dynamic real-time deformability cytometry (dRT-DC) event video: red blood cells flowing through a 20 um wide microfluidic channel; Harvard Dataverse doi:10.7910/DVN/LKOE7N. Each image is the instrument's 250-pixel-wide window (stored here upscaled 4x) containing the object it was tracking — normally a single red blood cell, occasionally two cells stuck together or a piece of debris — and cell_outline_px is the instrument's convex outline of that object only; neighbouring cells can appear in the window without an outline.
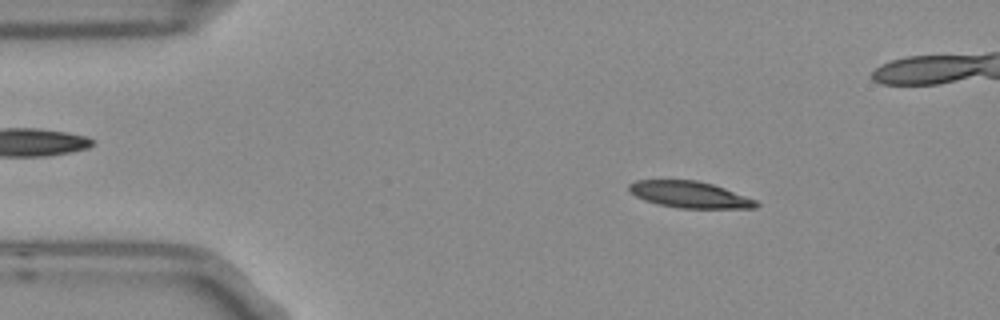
{"species": "Egyptian fruit bat (a non-hibernating species)", "species_latin": "Rousettus aegyptiacus", "temperature_condition": "room temperature", "stored_images_in_passage": 5, "camera_frame_rate_fps": 3000, "um_per_image_px": 0.085, "frame": {"image": 1, "passage_image": 2, "time_ms": 0.333, "image_size_px": [1000, 320], "cell_outline_px": [[760, 204], [756, 208], [680, 208], [660, 204], [644, 200], [636, 196], [628, 188], [628, 184], [636, 180], [696, 180], [712, 184], [724, 188], [756, 200]], "centroid_in_image_um": [58.63, 16.54], "position_along_channel_um": 26.4, "area_um2": 19.42}}